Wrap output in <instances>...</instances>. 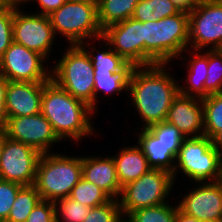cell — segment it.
Listing matches in <instances>:
<instances>
[{
  "label": "cell",
  "mask_w": 222,
  "mask_h": 222,
  "mask_svg": "<svg viewBox=\"0 0 222 222\" xmlns=\"http://www.w3.org/2000/svg\"><path fill=\"white\" fill-rule=\"evenodd\" d=\"M165 65L134 67L131 71L128 91L131 92L132 102L144 120L143 128L164 122L173 99L179 94V85L165 72Z\"/></svg>",
  "instance_id": "obj_1"
},
{
  "label": "cell",
  "mask_w": 222,
  "mask_h": 222,
  "mask_svg": "<svg viewBox=\"0 0 222 222\" xmlns=\"http://www.w3.org/2000/svg\"><path fill=\"white\" fill-rule=\"evenodd\" d=\"M92 112L90 106L60 88L53 80L44 85L41 113L60 140L72 138L78 141L91 134L94 131L89 121Z\"/></svg>",
  "instance_id": "obj_2"
},
{
  "label": "cell",
  "mask_w": 222,
  "mask_h": 222,
  "mask_svg": "<svg viewBox=\"0 0 222 222\" xmlns=\"http://www.w3.org/2000/svg\"><path fill=\"white\" fill-rule=\"evenodd\" d=\"M169 203H163L153 207L138 209L131 212L126 219L128 222H174L177 206H170Z\"/></svg>",
  "instance_id": "obj_27"
},
{
  "label": "cell",
  "mask_w": 222,
  "mask_h": 222,
  "mask_svg": "<svg viewBox=\"0 0 222 222\" xmlns=\"http://www.w3.org/2000/svg\"><path fill=\"white\" fill-rule=\"evenodd\" d=\"M55 208L54 202L41 199L29 214L26 222H56Z\"/></svg>",
  "instance_id": "obj_36"
},
{
  "label": "cell",
  "mask_w": 222,
  "mask_h": 222,
  "mask_svg": "<svg viewBox=\"0 0 222 222\" xmlns=\"http://www.w3.org/2000/svg\"><path fill=\"white\" fill-rule=\"evenodd\" d=\"M41 200L35 185L22 186L5 222H26L33 208Z\"/></svg>",
  "instance_id": "obj_24"
},
{
  "label": "cell",
  "mask_w": 222,
  "mask_h": 222,
  "mask_svg": "<svg viewBox=\"0 0 222 222\" xmlns=\"http://www.w3.org/2000/svg\"><path fill=\"white\" fill-rule=\"evenodd\" d=\"M4 129L6 137L29 145L41 154L49 153V147L60 141L51 123L41 112L28 116L8 117Z\"/></svg>",
  "instance_id": "obj_14"
},
{
  "label": "cell",
  "mask_w": 222,
  "mask_h": 222,
  "mask_svg": "<svg viewBox=\"0 0 222 222\" xmlns=\"http://www.w3.org/2000/svg\"><path fill=\"white\" fill-rule=\"evenodd\" d=\"M81 178V157L44 153L38 161L34 185L42 200L55 202L69 197Z\"/></svg>",
  "instance_id": "obj_4"
},
{
  "label": "cell",
  "mask_w": 222,
  "mask_h": 222,
  "mask_svg": "<svg viewBox=\"0 0 222 222\" xmlns=\"http://www.w3.org/2000/svg\"><path fill=\"white\" fill-rule=\"evenodd\" d=\"M54 204L56 206V222L61 221L59 218V212L64 222H83L91 210V207L79 203L70 197L60 198L56 200ZM57 205L60 209L57 208Z\"/></svg>",
  "instance_id": "obj_31"
},
{
  "label": "cell",
  "mask_w": 222,
  "mask_h": 222,
  "mask_svg": "<svg viewBox=\"0 0 222 222\" xmlns=\"http://www.w3.org/2000/svg\"><path fill=\"white\" fill-rule=\"evenodd\" d=\"M14 9L0 8V57L13 42Z\"/></svg>",
  "instance_id": "obj_35"
},
{
  "label": "cell",
  "mask_w": 222,
  "mask_h": 222,
  "mask_svg": "<svg viewBox=\"0 0 222 222\" xmlns=\"http://www.w3.org/2000/svg\"><path fill=\"white\" fill-rule=\"evenodd\" d=\"M40 156L33 147L5 137L0 155V179L22 186L33 185Z\"/></svg>",
  "instance_id": "obj_10"
},
{
  "label": "cell",
  "mask_w": 222,
  "mask_h": 222,
  "mask_svg": "<svg viewBox=\"0 0 222 222\" xmlns=\"http://www.w3.org/2000/svg\"><path fill=\"white\" fill-rule=\"evenodd\" d=\"M204 86L205 98L222 92V52L219 49H208V70Z\"/></svg>",
  "instance_id": "obj_30"
},
{
  "label": "cell",
  "mask_w": 222,
  "mask_h": 222,
  "mask_svg": "<svg viewBox=\"0 0 222 222\" xmlns=\"http://www.w3.org/2000/svg\"><path fill=\"white\" fill-rule=\"evenodd\" d=\"M131 72L94 73V105H96L97 93L102 90L105 93L119 94L123 89L128 90V81Z\"/></svg>",
  "instance_id": "obj_29"
},
{
  "label": "cell",
  "mask_w": 222,
  "mask_h": 222,
  "mask_svg": "<svg viewBox=\"0 0 222 222\" xmlns=\"http://www.w3.org/2000/svg\"><path fill=\"white\" fill-rule=\"evenodd\" d=\"M147 129L164 145H172V154L177 156L185 137L174 125L164 121L150 125Z\"/></svg>",
  "instance_id": "obj_32"
},
{
  "label": "cell",
  "mask_w": 222,
  "mask_h": 222,
  "mask_svg": "<svg viewBox=\"0 0 222 222\" xmlns=\"http://www.w3.org/2000/svg\"><path fill=\"white\" fill-rule=\"evenodd\" d=\"M206 183L189 192L178 208L201 222H222V180Z\"/></svg>",
  "instance_id": "obj_15"
},
{
  "label": "cell",
  "mask_w": 222,
  "mask_h": 222,
  "mask_svg": "<svg viewBox=\"0 0 222 222\" xmlns=\"http://www.w3.org/2000/svg\"><path fill=\"white\" fill-rule=\"evenodd\" d=\"M212 145L221 153L222 155V130L219 131L213 138H212Z\"/></svg>",
  "instance_id": "obj_42"
},
{
  "label": "cell",
  "mask_w": 222,
  "mask_h": 222,
  "mask_svg": "<svg viewBox=\"0 0 222 222\" xmlns=\"http://www.w3.org/2000/svg\"><path fill=\"white\" fill-rule=\"evenodd\" d=\"M189 12V42L193 50L222 46V4L218 0H200Z\"/></svg>",
  "instance_id": "obj_9"
},
{
  "label": "cell",
  "mask_w": 222,
  "mask_h": 222,
  "mask_svg": "<svg viewBox=\"0 0 222 222\" xmlns=\"http://www.w3.org/2000/svg\"><path fill=\"white\" fill-rule=\"evenodd\" d=\"M103 41L133 67L144 66L143 22L133 18L103 29Z\"/></svg>",
  "instance_id": "obj_12"
},
{
  "label": "cell",
  "mask_w": 222,
  "mask_h": 222,
  "mask_svg": "<svg viewBox=\"0 0 222 222\" xmlns=\"http://www.w3.org/2000/svg\"><path fill=\"white\" fill-rule=\"evenodd\" d=\"M139 0H98V21L102 28L131 18Z\"/></svg>",
  "instance_id": "obj_21"
},
{
  "label": "cell",
  "mask_w": 222,
  "mask_h": 222,
  "mask_svg": "<svg viewBox=\"0 0 222 222\" xmlns=\"http://www.w3.org/2000/svg\"><path fill=\"white\" fill-rule=\"evenodd\" d=\"M46 83L8 81L5 97L7 116L20 117L40 113Z\"/></svg>",
  "instance_id": "obj_17"
},
{
  "label": "cell",
  "mask_w": 222,
  "mask_h": 222,
  "mask_svg": "<svg viewBox=\"0 0 222 222\" xmlns=\"http://www.w3.org/2000/svg\"><path fill=\"white\" fill-rule=\"evenodd\" d=\"M119 201L111 199L103 205L92 207L83 222H121L123 214L119 206Z\"/></svg>",
  "instance_id": "obj_33"
},
{
  "label": "cell",
  "mask_w": 222,
  "mask_h": 222,
  "mask_svg": "<svg viewBox=\"0 0 222 222\" xmlns=\"http://www.w3.org/2000/svg\"><path fill=\"white\" fill-rule=\"evenodd\" d=\"M5 137H6L5 129L0 128V155H1L2 146L5 141Z\"/></svg>",
  "instance_id": "obj_43"
},
{
  "label": "cell",
  "mask_w": 222,
  "mask_h": 222,
  "mask_svg": "<svg viewBox=\"0 0 222 222\" xmlns=\"http://www.w3.org/2000/svg\"><path fill=\"white\" fill-rule=\"evenodd\" d=\"M67 1L85 3V4H98V0H67Z\"/></svg>",
  "instance_id": "obj_44"
},
{
  "label": "cell",
  "mask_w": 222,
  "mask_h": 222,
  "mask_svg": "<svg viewBox=\"0 0 222 222\" xmlns=\"http://www.w3.org/2000/svg\"><path fill=\"white\" fill-rule=\"evenodd\" d=\"M69 197L91 208L103 205L111 200L103 190L83 178L72 189Z\"/></svg>",
  "instance_id": "obj_28"
},
{
  "label": "cell",
  "mask_w": 222,
  "mask_h": 222,
  "mask_svg": "<svg viewBox=\"0 0 222 222\" xmlns=\"http://www.w3.org/2000/svg\"><path fill=\"white\" fill-rule=\"evenodd\" d=\"M173 181L179 168L195 182L222 180V155L207 136L185 138L175 158ZM179 166V167H178Z\"/></svg>",
  "instance_id": "obj_6"
},
{
  "label": "cell",
  "mask_w": 222,
  "mask_h": 222,
  "mask_svg": "<svg viewBox=\"0 0 222 222\" xmlns=\"http://www.w3.org/2000/svg\"><path fill=\"white\" fill-rule=\"evenodd\" d=\"M108 48L109 50H104L96 56H93V50L89 53L94 67L93 73L131 72L134 67L118 55L113 48Z\"/></svg>",
  "instance_id": "obj_26"
},
{
  "label": "cell",
  "mask_w": 222,
  "mask_h": 222,
  "mask_svg": "<svg viewBox=\"0 0 222 222\" xmlns=\"http://www.w3.org/2000/svg\"><path fill=\"white\" fill-rule=\"evenodd\" d=\"M165 121L174 125L185 138L192 134L191 137L204 136L202 99L178 94L172 101Z\"/></svg>",
  "instance_id": "obj_16"
},
{
  "label": "cell",
  "mask_w": 222,
  "mask_h": 222,
  "mask_svg": "<svg viewBox=\"0 0 222 222\" xmlns=\"http://www.w3.org/2000/svg\"><path fill=\"white\" fill-rule=\"evenodd\" d=\"M82 178L95 184L111 199L119 200L122 188L112 157H82Z\"/></svg>",
  "instance_id": "obj_18"
},
{
  "label": "cell",
  "mask_w": 222,
  "mask_h": 222,
  "mask_svg": "<svg viewBox=\"0 0 222 222\" xmlns=\"http://www.w3.org/2000/svg\"><path fill=\"white\" fill-rule=\"evenodd\" d=\"M189 61L190 65H187L189 68L187 81L189 83L186 84L188 87L182 88L183 86L179 85V94L203 99L205 98L204 83L208 70V51L205 54H198L197 52L195 58H191ZM192 92L195 94L193 95Z\"/></svg>",
  "instance_id": "obj_22"
},
{
  "label": "cell",
  "mask_w": 222,
  "mask_h": 222,
  "mask_svg": "<svg viewBox=\"0 0 222 222\" xmlns=\"http://www.w3.org/2000/svg\"><path fill=\"white\" fill-rule=\"evenodd\" d=\"M144 67L169 64L189 43V12L181 10L160 20L143 22Z\"/></svg>",
  "instance_id": "obj_3"
},
{
  "label": "cell",
  "mask_w": 222,
  "mask_h": 222,
  "mask_svg": "<svg viewBox=\"0 0 222 222\" xmlns=\"http://www.w3.org/2000/svg\"><path fill=\"white\" fill-rule=\"evenodd\" d=\"M26 1L28 2V0H0V8L19 10V4Z\"/></svg>",
  "instance_id": "obj_41"
},
{
  "label": "cell",
  "mask_w": 222,
  "mask_h": 222,
  "mask_svg": "<svg viewBox=\"0 0 222 222\" xmlns=\"http://www.w3.org/2000/svg\"><path fill=\"white\" fill-rule=\"evenodd\" d=\"M181 10L172 0H139L131 18L149 22L176 15Z\"/></svg>",
  "instance_id": "obj_23"
},
{
  "label": "cell",
  "mask_w": 222,
  "mask_h": 222,
  "mask_svg": "<svg viewBox=\"0 0 222 222\" xmlns=\"http://www.w3.org/2000/svg\"><path fill=\"white\" fill-rule=\"evenodd\" d=\"M120 187L139 179L152 168L142 150L137 146L124 147L117 157H113Z\"/></svg>",
  "instance_id": "obj_19"
},
{
  "label": "cell",
  "mask_w": 222,
  "mask_h": 222,
  "mask_svg": "<svg viewBox=\"0 0 222 222\" xmlns=\"http://www.w3.org/2000/svg\"><path fill=\"white\" fill-rule=\"evenodd\" d=\"M36 1L39 3L38 5L41 8V12H39L38 14L48 16L53 11L57 10L60 6H62L67 0H35V2Z\"/></svg>",
  "instance_id": "obj_38"
},
{
  "label": "cell",
  "mask_w": 222,
  "mask_h": 222,
  "mask_svg": "<svg viewBox=\"0 0 222 222\" xmlns=\"http://www.w3.org/2000/svg\"><path fill=\"white\" fill-rule=\"evenodd\" d=\"M138 137L139 148L149 166L168 171L174 176L175 165L172 163L176 162V157L172 154V145H164L147 128H143Z\"/></svg>",
  "instance_id": "obj_20"
},
{
  "label": "cell",
  "mask_w": 222,
  "mask_h": 222,
  "mask_svg": "<svg viewBox=\"0 0 222 222\" xmlns=\"http://www.w3.org/2000/svg\"><path fill=\"white\" fill-rule=\"evenodd\" d=\"M174 222H201V221L193 216H190V215L182 212L178 208Z\"/></svg>",
  "instance_id": "obj_40"
},
{
  "label": "cell",
  "mask_w": 222,
  "mask_h": 222,
  "mask_svg": "<svg viewBox=\"0 0 222 222\" xmlns=\"http://www.w3.org/2000/svg\"><path fill=\"white\" fill-rule=\"evenodd\" d=\"M45 59L38 52L13 41L0 57V74L8 81L48 82L52 73L45 70Z\"/></svg>",
  "instance_id": "obj_11"
},
{
  "label": "cell",
  "mask_w": 222,
  "mask_h": 222,
  "mask_svg": "<svg viewBox=\"0 0 222 222\" xmlns=\"http://www.w3.org/2000/svg\"><path fill=\"white\" fill-rule=\"evenodd\" d=\"M55 34L49 16L42 14H24L14 10L13 41L27 49L38 52L45 58L51 52Z\"/></svg>",
  "instance_id": "obj_13"
},
{
  "label": "cell",
  "mask_w": 222,
  "mask_h": 222,
  "mask_svg": "<svg viewBox=\"0 0 222 222\" xmlns=\"http://www.w3.org/2000/svg\"><path fill=\"white\" fill-rule=\"evenodd\" d=\"M8 80L0 74V128H5L8 116L5 109V97Z\"/></svg>",
  "instance_id": "obj_37"
},
{
  "label": "cell",
  "mask_w": 222,
  "mask_h": 222,
  "mask_svg": "<svg viewBox=\"0 0 222 222\" xmlns=\"http://www.w3.org/2000/svg\"><path fill=\"white\" fill-rule=\"evenodd\" d=\"M177 4L182 10L190 11L192 10L200 0H172Z\"/></svg>",
  "instance_id": "obj_39"
},
{
  "label": "cell",
  "mask_w": 222,
  "mask_h": 222,
  "mask_svg": "<svg viewBox=\"0 0 222 222\" xmlns=\"http://www.w3.org/2000/svg\"><path fill=\"white\" fill-rule=\"evenodd\" d=\"M204 135L212 139L222 130V92L202 99Z\"/></svg>",
  "instance_id": "obj_25"
},
{
  "label": "cell",
  "mask_w": 222,
  "mask_h": 222,
  "mask_svg": "<svg viewBox=\"0 0 222 222\" xmlns=\"http://www.w3.org/2000/svg\"><path fill=\"white\" fill-rule=\"evenodd\" d=\"M173 185V175L170 172L151 169L139 179L122 187L119 196L122 214L128 216L138 209L166 203L165 198H168Z\"/></svg>",
  "instance_id": "obj_8"
},
{
  "label": "cell",
  "mask_w": 222,
  "mask_h": 222,
  "mask_svg": "<svg viewBox=\"0 0 222 222\" xmlns=\"http://www.w3.org/2000/svg\"><path fill=\"white\" fill-rule=\"evenodd\" d=\"M49 16L54 34L65 35L71 45H84V38L102 40L97 4L66 1Z\"/></svg>",
  "instance_id": "obj_7"
},
{
  "label": "cell",
  "mask_w": 222,
  "mask_h": 222,
  "mask_svg": "<svg viewBox=\"0 0 222 222\" xmlns=\"http://www.w3.org/2000/svg\"><path fill=\"white\" fill-rule=\"evenodd\" d=\"M87 51L83 45H70L54 67L51 80L95 111L94 67Z\"/></svg>",
  "instance_id": "obj_5"
},
{
  "label": "cell",
  "mask_w": 222,
  "mask_h": 222,
  "mask_svg": "<svg viewBox=\"0 0 222 222\" xmlns=\"http://www.w3.org/2000/svg\"><path fill=\"white\" fill-rule=\"evenodd\" d=\"M22 185L0 179V222H5Z\"/></svg>",
  "instance_id": "obj_34"
}]
</instances>
